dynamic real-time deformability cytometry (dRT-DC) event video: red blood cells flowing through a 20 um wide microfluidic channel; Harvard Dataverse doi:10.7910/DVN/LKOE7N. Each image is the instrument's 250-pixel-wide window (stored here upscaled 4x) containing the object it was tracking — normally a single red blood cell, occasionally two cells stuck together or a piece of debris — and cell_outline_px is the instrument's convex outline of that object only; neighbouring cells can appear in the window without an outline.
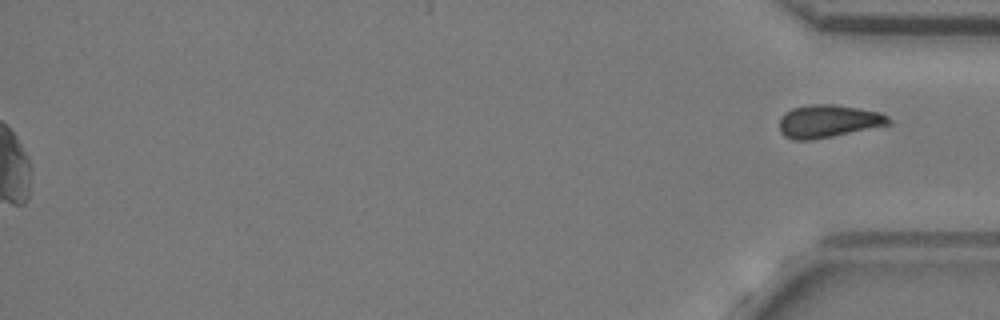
{"species": "common noctule bat (a hibernating species)", "species_latin": "Nyctalus noctula", "temperature_condition": "cold", "stored_images_in_passage": 46, "segment_of_instrument_passage": [2, 2], "camera_frame_rate_fps": 3000, "um_per_image_px": 0.085, "animal": {"sex": "female", "body_mass_g": 24.6, "forearm_length_mm": 56.2}, "frame": {"image": 1, "passage_image": 46, "time_ms": 15.0, "image_size_px": [1000, 320], "cell_outline_px": [[896, 124], [812, 140], [792, 140], [784, 136], [780, 132], [780, 116], [784, 112], [792, 108], [812, 104], [832, 104], [880, 112], [888, 116]], "centroid_in_image_um": [70.44, 10.31], "position_along_channel_um": 364.8, "area_um2": 21.21}}